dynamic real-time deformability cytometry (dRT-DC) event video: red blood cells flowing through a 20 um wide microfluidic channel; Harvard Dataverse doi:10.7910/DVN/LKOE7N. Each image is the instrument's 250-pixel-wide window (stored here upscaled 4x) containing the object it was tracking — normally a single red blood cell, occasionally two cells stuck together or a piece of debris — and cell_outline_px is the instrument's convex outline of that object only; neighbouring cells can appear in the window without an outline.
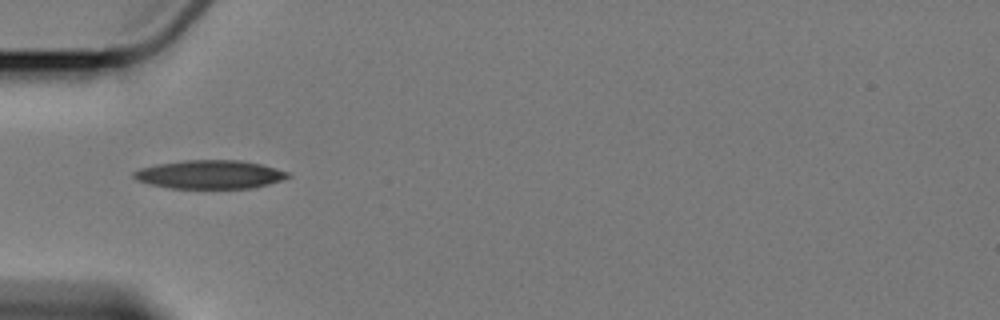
{"species": "Egyptian fruit bat (a non-hibernating species)", "species_latin": "Rousettus aegyptiacus", "temperature_condition": "cold", "stored_images_in_passage": 9, "camera_frame_rate_fps": 3000, "um_per_image_px": 0.085, "animal": {"sex": "female"}, "frame": {"image": 1, "passage_image": 6, "time_ms": 6.0, "image_size_px": [1000, 320], "cell_outline_px": [[292, 176], [268, 184], [252, 188], [172, 188], [152, 184], [136, 180], [132, 176], [132, 172], [140, 168], [156, 164], [184, 160], [240, 160], [260, 164], [276, 168], [288, 172]], "centroid_in_image_um": [17.82, 14.82], "position_along_channel_um": 67.2, "area_um2": 25.55}}
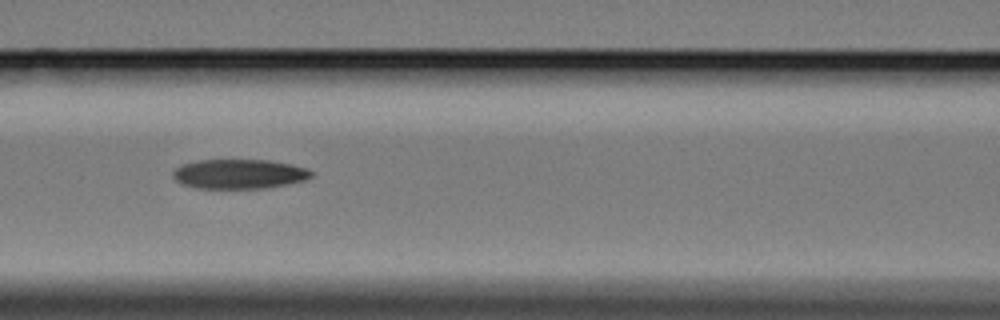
{"frame": {"image": 2, "passage_image": 8, "time_ms": 8.333, "image_size_px": [1000, 320], "cell_outline_px": [[312, 176], [304, 180], [288, 184], [264, 188], [196, 188], [184, 184], [176, 180], [172, 176], [172, 172], [180, 164], [200, 160], [268, 160], [292, 164], [308, 168], [312, 172]], "centroid_in_image_um": [20.33, 14.78], "position_along_channel_um": 146.3, "area_um2": 23.81}}
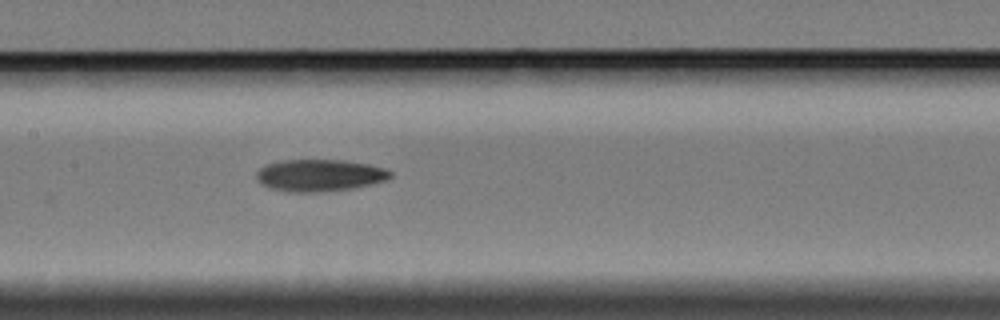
{"frame": {"image": 3, "passage_image": 9, "time_ms": 9.333, "image_size_px": [1000, 320], "cell_outline_px": [[392, 176], [384, 180], [352, 188], [316, 192], [292, 192], [272, 188], [260, 184], [256, 176], [256, 172], [260, 168], [268, 164], [280, 160], [344, 160], [368, 164], [384, 168], [392, 172]], "centroid_in_image_um": [27.14, 14.89], "position_along_channel_um": 180.3, "area_um2": 24.68}}